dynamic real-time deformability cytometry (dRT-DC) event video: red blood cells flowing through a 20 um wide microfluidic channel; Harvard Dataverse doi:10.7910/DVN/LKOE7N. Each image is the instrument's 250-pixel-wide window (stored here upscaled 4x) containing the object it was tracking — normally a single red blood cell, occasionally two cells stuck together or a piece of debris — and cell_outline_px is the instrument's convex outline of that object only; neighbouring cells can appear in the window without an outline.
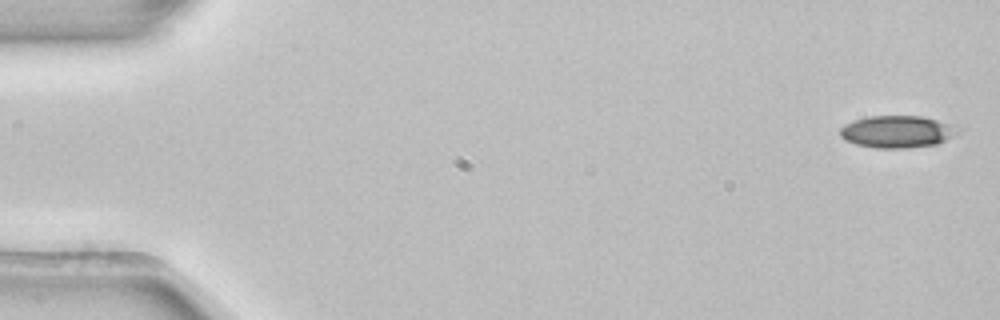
{"species": "common noctule bat (a hibernating species)", "species_latin": "Nyctalus noctula", "temperature_condition": "room temperature", "stored_images_in_passage": 5, "camera_frame_rate_fps": 3000, "um_per_image_px": 0.085, "animal": {"sex": "female", "body_mass_g": 22.7, "forearm_length_mm": 54.2}, "frame": {"image": 1, "passage_image": 1, "time_ms": 0.0, "image_size_px": [1000, 320], "cell_outline_px": [[964, 128], [960, 132], [936, 144], [908, 148], [876, 148], [856, 144], [844, 140], [840, 136], [840, 128], [844, 124], [868, 116], [924, 116]], "centroid_in_image_um": [76.28, 11.19], "position_along_channel_um": 8.7, "area_um2": 22.2}}
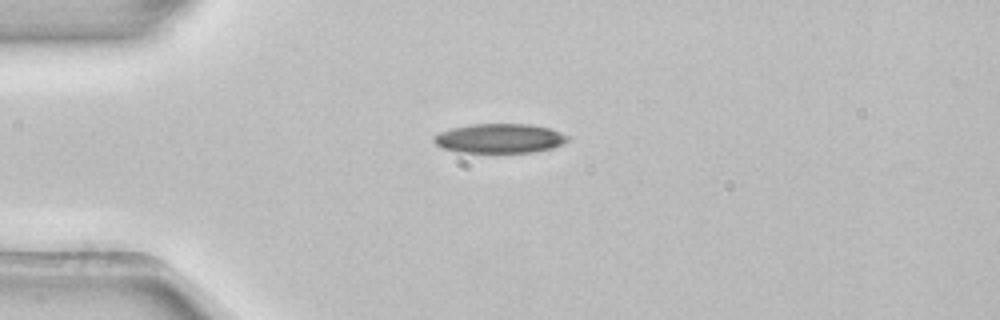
{"frame": {"image": 2, "passage_image": 4, "time_ms": 1.0, "image_size_px": [1000, 320], "cell_outline_px": [[568, 140], [552, 148], [532, 152], [460, 152], [444, 148], [436, 144], [432, 140], [432, 136], [440, 132], [452, 128], [472, 124], [528, 124], [548, 128], [560, 132], [568, 136]], "centroid_in_image_um": [42.43, 11.76], "position_along_channel_um": 42.6, "area_um2": 22.66}}